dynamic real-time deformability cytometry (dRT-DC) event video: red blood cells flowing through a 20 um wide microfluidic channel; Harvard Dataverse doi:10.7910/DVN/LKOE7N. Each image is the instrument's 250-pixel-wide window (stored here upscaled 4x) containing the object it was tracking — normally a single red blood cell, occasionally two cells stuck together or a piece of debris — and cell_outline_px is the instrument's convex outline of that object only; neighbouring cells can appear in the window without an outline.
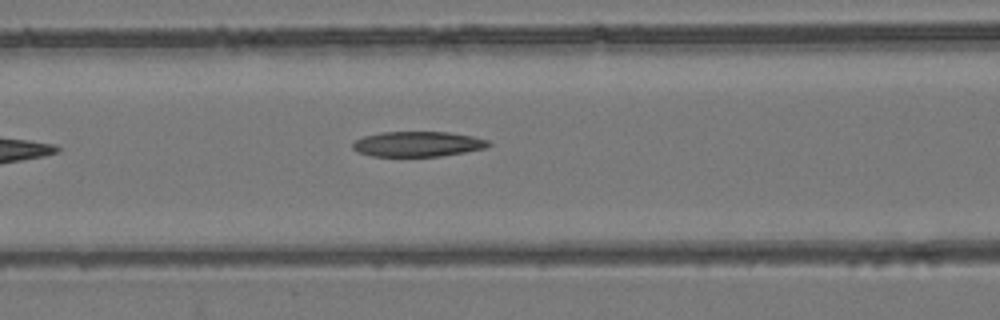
{"species": "common noctule bat (a hibernating species)", "species_latin": "Nyctalus noctula", "temperature_condition": "room temperature", "stored_images_in_passage": 5, "camera_frame_rate_fps": 3000, "um_per_image_px": 0.085, "animal": {"sex": "female", "body_mass_g": 24.6, "forearm_length_mm": 56.2}, "frame": {"image": 1, "passage_image": 5, "time_ms": 4.667, "image_size_px": [1000, 320], "cell_outline_px": [[492, 144], [484, 148], [464, 152], [440, 156], [372, 156], [360, 152], [352, 148], [352, 144], [356, 140], [364, 136], [380, 132], [448, 132], [472, 136], [488, 140]], "centroid_in_image_um": [35.51, 12.24], "position_along_channel_um": 131.1, "area_um2": 19.77}}